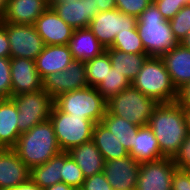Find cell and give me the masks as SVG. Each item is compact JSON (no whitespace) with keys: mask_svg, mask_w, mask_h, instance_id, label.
<instances>
[{"mask_svg":"<svg viewBox=\"0 0 190 190\" xmlns=\"http://www.w3.org/2000/svg\"><path fill=\"white\" fill-rule=\"evenodd\" d=\"M148 126L154 132L161 154L173 158L188 133L183 106L177 101L158 104Z\"/></svg>","mask_w":190,"mask_h":190,"instance_id":"6da1fadb","label":"cell"},{"mask_svg":"<svg viewBox=\"0 0 190 190\" xmlns=\"http://www.w3.org/2000/svg\"><path fill=\"white\" fill-rule=\"evenodd\" d=\"M12 149L30 170L62 152L50 119L21 133Z\"/></svg>","mask_w":190,"mask_h":190,"instance_id":"7a4b0ae2","label":"cell"},{"mask_svg":"<svg viewBox=\"0 0 190 190\" xmlns=\"http://www.w3.org/2000/svg\"><path fill=\"white\" fill-rule=\"evenodd\" d=\"M137 30L149 57H162L179 44L169 21L164 19L154 2L138 17Z\"/></svg>","mask_w":190,"mask_h":190,"instance_id":"3957f363","label":"cell"},{"mask_svg":"<svg viewBox=\"0 0 190 190\" xmlns=\"http://www.w3.org/2000/svg\"><path fill=\"white\" fill-rule=\"evenodd\" d=\"M131 84L158 104L178 100V91L161 57H148Z\"/></svg>","mask_w":190,"mask_h":190,"instance_id":"277c9868","label":"cell"},{"mask_svg":"<svg viewBox=\"0 0 190 190\" xmlns=\"http://www.w3.org/2000/svg\"><path fill=\"white\" fill-rule=\"evenodd\" d=\"M158 103L144 95L132 84L107 101V111L140 127L148 125Z\"/></svg>","mask_w":190,"mask_h":190,"instance_id":"5b68a950","label":"cell"},{"mask_svg":"<svg viewBox=\"0 0 190 190\" xmlns=\"http://www.w3.org/2000/svg\"><path fill=\"white\" fill-rule=\"evenodd\" d=\"M54 105L71 116H84L95 123L101 122L107 111V100L91 86L60 94Z\"/></svg>","mask_w":190,"mask_h":190,"instance_id":"8992f818","label":"cell"},{"mask_svg":"<svg viewBox=\"0 0 190 190\" xmlns=\"http://www.w3.org/2000/svg\"><path fill=\"white\" fill-rule=\"evenodd\" d=\"M49 119L59 147L64 152L92 140L96 123L84 116H71L53 105Z\"/></svg>","mask_w":190,"mask_h":190,"instance_id":"52a82bcc","label":"cell"},{"mask_svg":"<svg viewBox=\"0 0 190 190\" xmlns=\"http://www.w3.org/2000/svg\"><path fill=\"white\" fill-rule=\"evenodd\" d=\"M11 99L18 109L17 124L20 133L29 131L33 126L48 120L54 105V99L44 89L15 95Z\"/></svg>","mask_w":190,"mask_h":190,"instance_id":"ba28073f","label":"cell"},{"mask_svg":"<svg viewBox=\"0 0 190 190\" xmlns=\"http://www.w3.org/2000/svg\"><path fill=\"white\" fill-rule=\"evenodd\" d=\"M0 24L6 29L10 58H28L35 61L45 46L35 26L7 22Z\"/></svg>","mask_w":190,"mask_h":190,"instance_id":"9c48e42d","label":"cell"},{"mask_svg":"<svg viewBox=\"0 0 190 190\" xmlns=\"http://www.w3.org/2000/svg\"><path fill=\"white\" fill-rule=\"evenodd\" d=\"M137 21L138 18L122 13L115 8L97 13L91 20L89 29L98 41L108 48L113 44L118 32L123 33L136 29Z\"/></svg>","mask_w":190,"mask_h":190,"instance_id":"30bf717a","label":"cell"},{"mask_svg":"<svg viewBox=\"0 0 190 190\" xmlns=\"http://www.w3.org/2000/svg\"><path fill=\"white\" fill-rule=\"evenodd\" d=\"M176 169L172 158L141 163L135 190H172V176Z\"/></svg>","mask_w":190,"mask_h":190,"instance_id":"8fae6325","label":"cell"},{"mask_svg":"<svg viewBox=\"0 0 190 190\" xmlns=\"http://www.w3.org/2000/svg\"><path fill=\"white\" fill-rule=\"evenodd\" d=\"M89 86L84 62L73 60L63 71L52 73L43 80V89L55 99L60 94Z\"/></svg>","mask_w":190,"mask_h":190,"instance_id":"7c38bea8","label":"cell"},{"mask_svg":"<svg viewBox=\"0 0 190 190\" xmlns=\"http://www.w3.org/2000/svg\"><path fill=\"white\" fill-rule=\"evenodd\" d=\"M11 97L43 89L41 78L34 60L10 58Z\"/></svg>","mask_w":190,"mask_h":190,"instance_id":"4fadbf2b","label":"cell"},{"mask_svg":"<svg viewBox=\"0 0 190 190\" xmlns=\"http://www.w3.org/2000/svg\"><path fill=\"white\" fill-rule=\"evenodd\" d=\"M140 163L130 155L105 161L103 172L113 190H135Z\"/></svg>","mask_w":190,"mask_h":190,"instance_id":"5bb4252c","label":"cell"},{"mask_svg":"<svg viewBox=\"0 0 190 190\" xmlns=\"http://www.w3.org/2000/svg\"><path fill=\"white\" fill-rule=\"evenodd\" d=\"M34 26L44 45H68L74 32L51 6L37 18Z\"/></svg>","mask_w":190,"mask_h":190,"instance_id":"9a60e30c","label":"cell"},{"mask_svg":"<svg viewBox=\"0 0 190 190\" xmlns=\"http://www.w3.org/2000/svg\"><path fill=\"white\" fill-rule=\"evenodd\" d=\"M50 6L73 29L88 28L97 14L95 0L53 1Z\"/></svg>","mask_w":190,"mask_h":190,"instance_id":"2e32d148","label":"cell"},{"mask_svg":"<svg viewBox=\"0 0 190 190\" xmlns=\"http://www.w3.org/2000/svg\"><path fill=\"white\" fill-rule=\"evenodd\" d=\"M30 178V169L12 148H0V190H9Z\"/></svg>","mask_w":190,"mask_h":190,"instance_id":"e0dca14e","label":"cell"},{"mask_svg":"<svg viewBox=\"0 0 190 190\" xmlns=\"http://www.w3.org/2000/svg\"><path fill=\"white\" fill-rule=\"evenodd\" d=\"M49 6L48 0H8L0 22L34 25Z\"/></svg>","mask_w":190,"mask_h":190,"instance_id":"ac0fdd59","label":"cell"},{"mask_svg":"<svg viewBox=\"0 0 190 190\" xmlns=\"http://www.w3.org/2000/svg\"><path fill=\"white\" fill-rule=\"evenodd\" d=\"M161 58L177 91L190 83V49L179 43Z\"/></svg>","mask_w":190,"mask_h":190,"instance_id":"d6986e66","label":"cell"},{"mask_svg":"<svg viewBox=\"0 0 190 190\" xmlns=\"http://www.w3.org/2000/svg\"><path fill=\"white\" fill-rule=\"evenodd\" d=\"M72 61L73 57L68 45H45L36 57L35 64L44 80L52 73L65 70Z\"/></svg>","mask_w":190,"mask_h":190,"instance_id":"ffe728a7","label":"cell"},{"mask_svg":"<svg viewBox=\"0 0 190 190\" xmlns=\"http://www.w3.org/2000/svg\"><path fill=\"white\" fill-rule=\"evenodd\" d=\"M68 46L73 60H80L82 62H86L101 55L106 49L98 41L89 27L74 29Z\"/></svg>","mask_w":190,"mask_h":190,"instance_id":"44dd1931","label":"cell"},{"mask_svg":"<svg viewBox=\"0 0 190 190\" xmlns=\"http://www.w3.org/2000/svg\"><path fill=\"white\" fill-rule=\"evenodd\" d=\"M68 153L85 178L103 172L105 160L93 140L71 148Z\"/></svg>","mask_w":190,"mask_h":190,"instance_id":"7402d4cb","label":"cell"},{"mask_svg":"<svg viewBox=\"0 0 190 190\" xmlns=\"http://www.w3.org/2000/svg\"><path fill=\"white\" fill-rule=\"evenodd\" d=\"M18 109L11 98L0 100V148H13L20 136Z\"/></svg>","mask_w":190,"mask_h":190,"instance_id":"603a6c76","label":"cell"},{"mask_svg":"<svg viewBox=\"0 0 190 190\" xmlns=\"http://www.w3.org/2000/svg\"><path fill=\"white\" fill-rule=\"evenodd\" d=\"M129 155L138 163L155 161L163 158L154 132L148 125L140 126L135 135L134 146Z\"/></svg>","mask_w":190,"mask_h":190,"instance_id":"cb8c5ba5","label":"cell"},{"mask_svg":"<svg viewBox=\"0 0 190 190\" xmlns=\"http://www.w3.org/2000/svg\"><path fill=\"white\" fill-rule=\"evenodd\" d=\"M92 140L105 161L123 158L129 155L124 146L102 122L95 124Z\"/></svg>","mask_w":190,"mask_h":190,"instance_id":"d4e9b609","label":"cell"},{"mask_svg":"<svg viewBox=\"0 0 190 190\" xmlns=\"http://www.w3.org/2000/svg\"><path fill=\"white\" fill-rule=\"evenodd\" d=\"M105 51L110 57L112 67L125 75L131 82L136 78L144 62L149 57L146 53L129 54L111 47L106 48Z\"/></svg>","mask_w":190,"mask_h":190,"instance_id":"484cf974","label":"cell"},{"mask_svg":"<svg viewBox=\"0 0 190 190\" xmlns=\"http://www.w3.org/2000/svg\"><path fill=\"white\" fill-rule=\"evenodd\" d=\"M62 166H64V151L46 163L33 167L30 170V179L42 189L60 183Z\"/></svg>","mask_w":190,"mask_h":190,"instance_id":"4316f807","label":"cell"},{"mask_svg":"<svg viewBox=\"0 0 190 190\" xmlns=\"http://www.w3.org/2000/svg\"><path fill=\"white\" fill-rule=\"evenodd\" d=\"M101 122L114 134L129 153L134 146L135 135L139 127L122 117L110 114L108 111H106Z\"/></svg>","mask_w":190,"mask_h":190,"instance_id":"83f0119b","label":"cell"},{"mask_svg":"<svg viewBox=\"0 0 190 190\" xmlns=\"http://www.w3.org/2000/svg\"><path fill=\"white\" fill-rule=\"evenodd\" d=\"M130 85L131 81L112 67L108 68L105 78L99 83L96 89L108 101L111 97L117 95Z\"/></svg>","mask_w":190,"mask_h":190,"instance_id":"f1b7e54d","label":"cell"},{"mask_svg":"<svg viewBox=\"0 0 190 190\" xmlns=\"http://www.w3.org/2000/svg\"><path fill=\"white\" fill-rule=\"evenodd\" d=\"M88 85L97 87L105 78L108 68H112L111 60L106 51L95 58L84 62Z\"/></svg>","mask_w":190,"mask_h":190,"instance_id":"f546056e","label":"cell"},{"mask_svg":"<svg viewBox=\"0 0 190 190\" xmlns=\"http://www.w3.org/2000/svg\"><path fill=\"white\" fill-rule=\"evenodd\" d=\"M110 47L129 54L146 53L137 28L128 30V32H118Z\"/></svg>","mask_w":190,"mask_h":190,"instance_id":"4dcf8cb0","label":"cell"},{"mask_svg":"<svg viewBox=\"0 0 190 190\" xmlns=\"http://www.w3.org/2000/svg\"><path fill=\"white\" fill-rule=\"evenodd\" d=\"M85 177L68 152H64V166L61 171V182L73 186L77 190L82 187Z\"/></svg>","mask_w":190,"mask_h":190,"instance_id":"1f68e13d","label":"cell"},{"mask_svg":"<svg viewBox=\"0 0 190 190\" xmlns=\"http://www.w3.org/2000/svg\"><path fill=\"white\" fill-rule=\"evenodd\" d=\"M174 37L179 43L190 32V4L183 6L180 11L169 21Z\"/></svg>","mask_w":190,"mask_h":190,"instance_id":"d6a6232c","label":"cell"},{"mask_svg":"<svg viewBox=\"0 0 190 190\" xmlns=\"http://www.w3.org/2000/svg\"><path fill=\"white\" fill-rule=\"evenodd\" d=\"M153 0H116V9L138 18Z\"/></svg>","mask_w":190,"mask_h":190,"instance_id":"836d02e7","label":"cell"},{"mask_svg":"<svg viewBox=\"0 0 190 190\" xmlns=\"http://www.w3.org/2000/svg\"><path fill=\"white\" fill-rule=\"evenodd\" d=\"M165 20L170 21L183 6L188 5L186 0H153Z\"/></svg>","mask_w":190,"mask_h":190,"instance_id":"e575fe53","label":"cell"},{"mask_svg":"<svg viewBox=\"0 0 190 190\" xmlns=\"http://www.w3.org/2000/svg\"><path fill=\"white\" fill-rule=\"evenodd\" d=\"M0 96L11 98L10 58H0Z\"/></svg>","mask_w":190,"mask_h":190,"instance_id":"d590c367","label":"cell"},{"mask_svg":"<svg viewBox=\"0 0 190 190\" xmlns=\"http://www.w3.org/2000/svg\"><path fill=\"white\" fill-rule=\"evenodd\" d=\"M177 169L189 170L190 169V133H187L186 138L182 142L176 154L173 156Z\"/></svg>","mask_w":190,"mask_h":190,"instance_id":"8d00e7d4","label":"cell"},{"mask_svg":"<svg viewBox=\"0 0 190 190\" xmlns=\"http://www.w3.org/2000/svg\"><path fill=\"white\" fill-rule=\"evenodd\" d=\"M79 190H113L104 172L85 178Z\"/></svg>","mask_w":190,"mask_h":190,"instance_id":"74e56055","label":"cell"},{"mask_svg":"<svg viewBox=\"0 0 190 190\" xmlns=\"http://www.w3.org/2000/svg\"><path fill=\"white\" fill-rule=\"evenodd\" d=\"M172 190H190L189 170H175L172 176Z\"/></svg>","mask_w":190,"mask_h":190,"instance_id":"f35d334b","label":"cell"},{"mask_svg":"<svg viewBox=\"0 0 190 190\" xmlns=\"http://www.w3.org/2000/svg\"><path fill=\"white\" fill-rule=\"evenodd\" d=\"M0 58H10V45L6 29L0 24Z\"/></svg>","mask_w":190,"mask_h":190,"instance_id":"ab89813d","label":"cell"},{"mask_svg":"<svg viewBox=\"0 0 190 190\" xmlns=\"http://www.w3.org/2000/svg\"><path fill=\"white\" fill-rule=\"evenodd\" d=\"M116 8V0H95V10L97 13L109 11Z\"/></svg>","mask_w":190,"mask_h":190,"instance_id":"60d3db41","label":"cell"},{"mask_svg":"<svg viewBox=\"0 0 190 190\" xmlns=\"http://www.w3.org/2000/svg\"><path fill=\"white\" fill-rule=\"evenodd\" d=\"M177 102L182 106H190V83L178 91Z\"/></svg>","mask_w":190,"mask_h":190,"instance_id":"b9f144b4","label":"cell"},{"mask_svg":"<svg viewBox=\"0 0 190 190\" xmlns=\"http://www.w3.org/2000/svg\"><path fill=\"white\" fill-rule=\"evenodd\" d=\"M9 190H44L40 188L36 183H34L30 178L20 185H17L16 187L9 189Z\"/></svg>","mask_w":190,"mask_h":190,"instance_id":"7bdbcfd3","label":"cell"},{"mask_svg":"<svg viewBox=\"0 0 190 190\" xmlns=\"http://www.w3.org/2000/svg\"><path fill=\"white\" fill-rule=\"evenodd\" d=\"M44 190H77V189L74 188L73 186L60 182L52 186L46 187Z\"/></svg>","mask_w":190,"mask_h":190,"instance_id":"ee69618b","label":"cell"},{"mask_svg":"<svg viewBox=\"0 0 190 190\" xmlns=\"http://www.w3.org/2000/svg\"><path fill=\"white\" fill-rule=\"evenodd\" d=\"M183 110L185 112L187 129H188V132L190 133V106H183Z\"/></svg>","mask_w":190,"mask_h":190,"instance_id":"f6af8a7d","label":"cell"},{"mask_svg":"<svg viewBox=\"0 0 190 190\" xmlns=\"http://www.w3.org/2000/svg\"><path fill=\"white\" fill-rule=\"evenodd\" d=\"M181 44H183L185 47L190 49V32L187 34V36L181 41Z\"/></svg>","mask_w":190,"mask_h":190,"instance_id":"bcb514c9","label":"cell"},{"mask_svg":"<svg viewBox=\"0 0 190 190\" xmlns=\"http://www.w3.org/2000/svg\"><path fill=\"white\" fill-rule=\"evenodd\" d=\"M8 0H0V17L4 13Z\"/></svg>","mask_w":190,"mask_h":190,"instance_id":"7dc6e473","label":"cell"},{"mask_svg":"<svg viewBox=\"0 0 190 190\" xmlns=\"http://www.w3.org/2000/svg\"><path fill=\"white\" fill-rule=\"evenodd\" d=\"M48 1L51 4L53 1H67V0H48Z\"/></svg>","mask_w":190,"mask_h":190,"instance_id":"c3c4849f","label":"cell"}]
</instances>
